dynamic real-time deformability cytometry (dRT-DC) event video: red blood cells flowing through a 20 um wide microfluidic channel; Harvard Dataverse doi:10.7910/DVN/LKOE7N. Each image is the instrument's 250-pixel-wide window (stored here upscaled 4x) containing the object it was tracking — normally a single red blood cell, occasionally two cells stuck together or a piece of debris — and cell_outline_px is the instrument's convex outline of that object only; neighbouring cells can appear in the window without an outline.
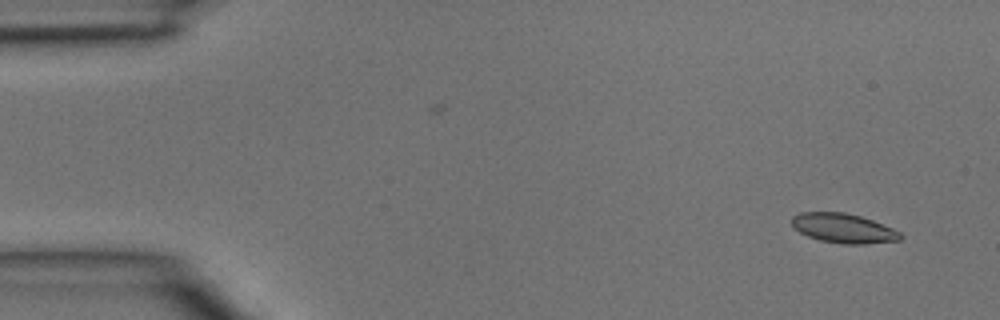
{"species": "common noctule bat (a hibernating species)", "species_latin": "Nyctalus noctula", "temperature_condition": "room temperature", "stored_images_in_passage": 2, "camera_frame_rate_fps": 3000, "um_per_image_px": 0.085, "animal": {"sex": "male", "body_mass_g": 15.6}, "frame": {"image": 1, "passage_image": 2, "time_ms": 0.333, "image_size_px": [1000, 320], "cell_outline_px": [[904, 236], [900, 240], [864, 244], [844, 244], [820, 240], [808, 236], [800, 232], [792, 224], [792, 216], [800, 212], [844, 212], [860, 216], [872, 220], [892, 228], [900, 232]], "centroid_in_image_um": [71.71, 19.4], "position_along_channel_um": 13.3, "area_um2": 18.55}}